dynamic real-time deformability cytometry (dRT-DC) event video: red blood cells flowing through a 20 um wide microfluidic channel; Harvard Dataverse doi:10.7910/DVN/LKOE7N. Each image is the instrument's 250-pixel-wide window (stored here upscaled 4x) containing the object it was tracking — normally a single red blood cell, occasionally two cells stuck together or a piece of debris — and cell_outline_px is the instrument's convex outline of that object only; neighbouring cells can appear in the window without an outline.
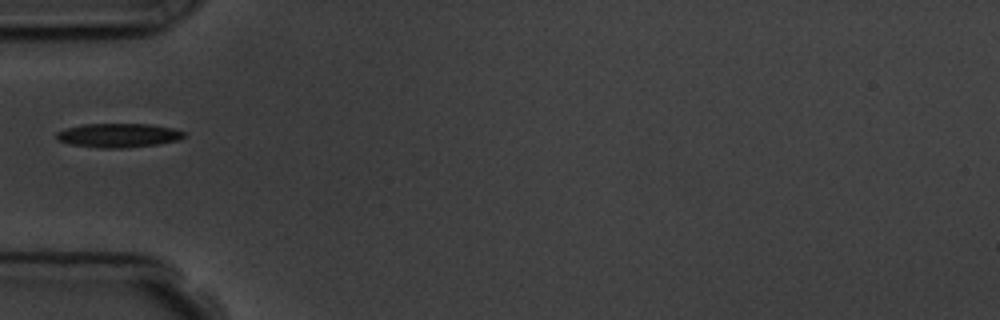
{"species": "common noctule bat (a hibernating species)", "species_latin": "Nyctalus noctula", "temperature_condition": "room temperature", "stored_images_in_passage": 6, "camera_frame_rate_fps": 3000, "um_per_image_px": 0.085, "animal": {"sex": "male", "body_mass_g": 19.5, "forearm_length_mm": 54.6}, "frame": {"image": 1, "passage_image": 6, "time_ms": 6.333, "image_size_px": [1000, 320], "cell_outline_px": [[184, 136], [176, 140], [156, 144], [124, 148], [100, 148], [72, 144], [60, 140], [56, 136], [56, 132], [64, 128], [80, 124], [152, 124], [172, 128], [184, 132]], "centroid_in_image_um": [10.03, 11.49], "position_along_channel_um": 75.0, "area_um2": 17.69}}